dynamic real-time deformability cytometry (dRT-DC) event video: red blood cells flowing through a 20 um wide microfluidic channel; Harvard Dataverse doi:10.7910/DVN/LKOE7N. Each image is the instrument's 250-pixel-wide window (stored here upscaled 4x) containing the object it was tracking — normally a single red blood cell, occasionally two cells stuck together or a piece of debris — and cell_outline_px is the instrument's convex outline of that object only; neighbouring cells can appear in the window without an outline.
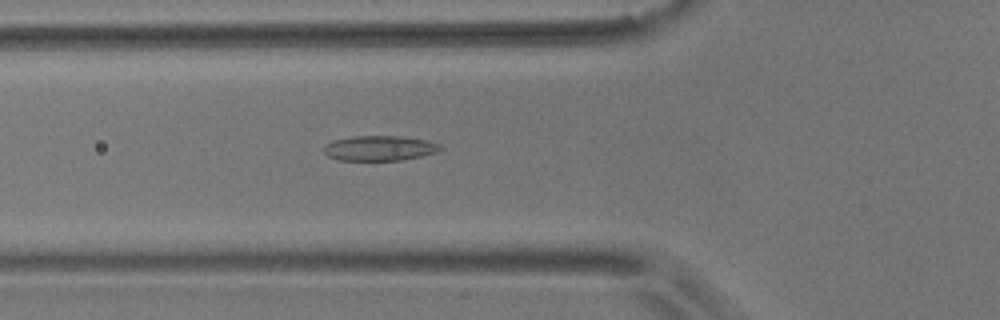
{"species": "common noctule bat (a hibernating species)", "species_latin": "Nyctalus noctula", "temperature_condition": "room temperature", "stored_images_in_passage": 41, "camera_frame_rate_fps": 3000, "um_per_image_px": 0.085, "animal": {"sex": "male", "body_mass_g": 17.9}, "frame": {"image": 1, "passage_image": 6, "time_ms": 1.667, "image_size_px": [1000, 320], "cell_outline_px": [[440, 148], [436, 152], [420, 156], [400, 160], [336, 160], [328, 156], [324, 152], [324, 144], [332, 140], [352, 136], [404, 136], [428, 140], [440, 144]], "centroid_in_image_um": [32.21, 12.58], "position_along_channel_um": 93.6, "area_um2": 17.05}}
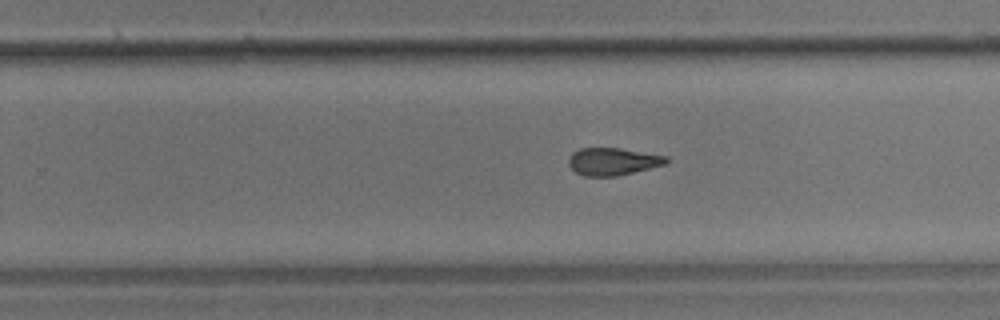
{"frame": {"image": 2, "passage_image": 21, "time_ms": 6.667, "image_size_px": [1000, 320], "cell_outline_px": [[668, 160], [664, 164], [616, 176], [584, 176], [576, 172], [568, 164], [568, 160], [572, 152], [580, 148], [620, 148], [668, 156]], "centroid_in_image_um": [52.05, 13.71], "position_along_channel_um": 277.7, "area_um2": 15.43}}
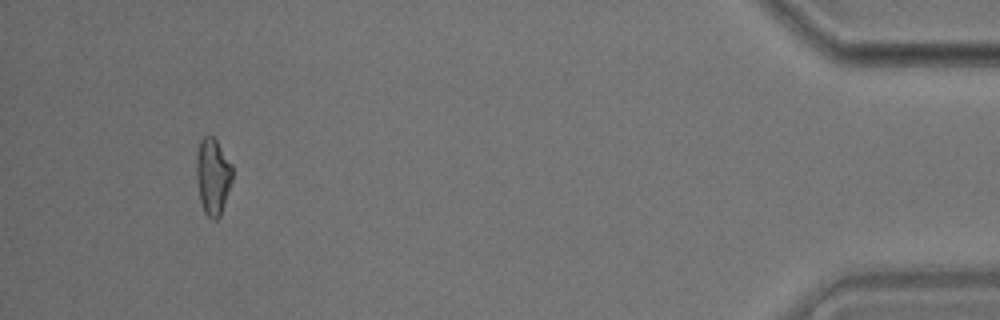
{"frame": {"image": 3, "passage_image": 38, "time_ms": 12.333, "image_size_px": [1000, 320], "cell_outline_px": [[232, 180], [220, 216], [216, 220], [212, 220], [204, 212], [200, 200], [196, 180], [196, 152], [200, 140], [204, 136], [212, 136], [216, 140], [232, 164]], "centroid_in_image_um": [18.07, 14.99], "position_along_channel_um": 417.1, "area_um2": 16.13}, "authors_computed_cell_mechanics": {"area_um2": 16.0684, "velocity_mm_per_s": 3.6708, "shape_relaxation_time_tau1_ms": 8.1984, "shape_relaxation_time_tau2_ms": 3.4961, "deformation_change_tau1": 0.1655, "deformation_change_tau2": 0.1147}}